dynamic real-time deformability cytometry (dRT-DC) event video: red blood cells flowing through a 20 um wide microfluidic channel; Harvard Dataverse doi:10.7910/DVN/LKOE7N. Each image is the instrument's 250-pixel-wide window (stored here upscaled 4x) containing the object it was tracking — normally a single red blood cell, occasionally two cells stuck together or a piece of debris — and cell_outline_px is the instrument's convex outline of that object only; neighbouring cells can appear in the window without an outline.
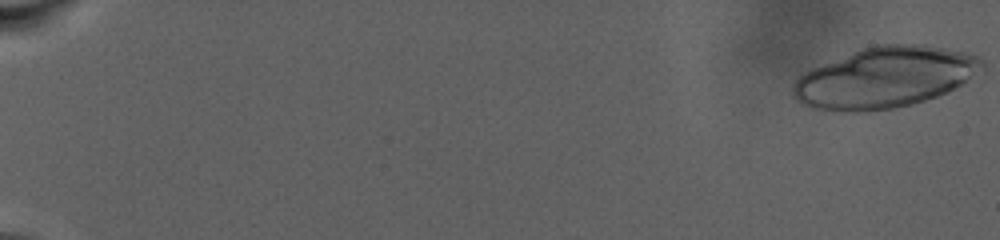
{"species": "human", "species_latin": "Homo sapiens", "temperature_condition": "warm", "stored_images_in_passage": 40, "camera_frame_rate_fps": 3000, "um_per_image_px": 0.085, "donor": {"sex": "male"}, "frame": {"image": 1, "passage_image": 1, "time_ms": 0.0, "image_size_px": [1000, 240], "cell_outline_px": [[984, 64], [960, 84], [936, 96], [912, 104], [892, 108], [860, 112], [840, 112], [816, 108], [804, 104], [796, 96], [792, 88], [796, 80], [800, 76], [824, 64], [864, 48], [876, 44], [924, 44], [964, 52], [976, 56]], "centroid_in_image_um": [75.2, 6.59], "position_along_channel_um": 9.8, "area_um2": 65.14}}
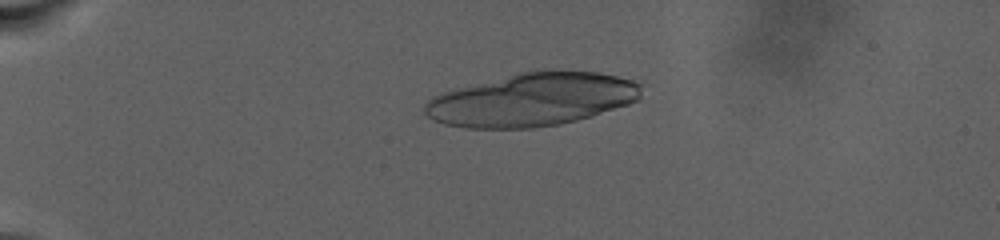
{"frame": {"image": 2, "passage_image": 23, "time_ms": 7.333, "image_size_px": [1000, 240], "cell_outline_px": [[640, 96], [636, 100], [628, 104], [576, 120], [560, 124], [532, 128], [464, 128], [444, 124], [428, 116], [424, 112], [424, 104], [428, 100], [444, 92], [520, 72], [596, 72], [616, 76], [632, 80], [640, 84]], "centroid_in_image_um": [45.21, 8.49], "position_along_channel_um": 39.8, "area_um2": 65.6}}